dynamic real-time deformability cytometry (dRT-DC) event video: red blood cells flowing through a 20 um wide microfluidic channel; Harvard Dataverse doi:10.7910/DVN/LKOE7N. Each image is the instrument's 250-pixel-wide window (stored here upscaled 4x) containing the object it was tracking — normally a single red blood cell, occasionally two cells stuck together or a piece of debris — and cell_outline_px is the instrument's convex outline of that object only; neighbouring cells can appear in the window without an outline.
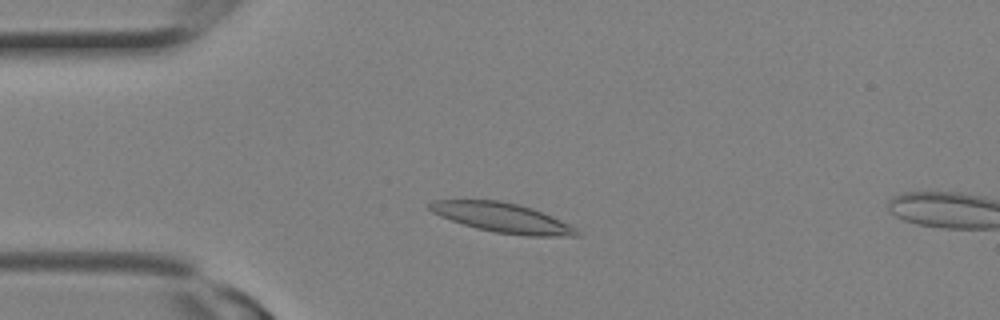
{"species": "Egyptian fruit bat (a non-hibernating species)", "species_latin": "Rousettus aegyptiacus", "temperature_condition": "room temperature", "stored_images_in_passage": 6, "camera_frame_rate_fps": 3000, "um_per_image_px": 0.085, "animal": {"sex": "female"}, "frame": {"image": 1, "passage_image": 5, "time_ms": 1.333, "image_size_px": [1000, 320], "cell_outline_px": [[580, 236], [528, 236], [496, 232], [476, 228], [440, 216], [432, 212], [428, 208], [428, 204], [432, 200], [500, 200], [532, 208], [552, 216], [576, 228], [580, 232]], "centroid_in_image_um": [42.7, 18.5], "position_along_channel_um": 42.3, "area_um2": 25.14}}